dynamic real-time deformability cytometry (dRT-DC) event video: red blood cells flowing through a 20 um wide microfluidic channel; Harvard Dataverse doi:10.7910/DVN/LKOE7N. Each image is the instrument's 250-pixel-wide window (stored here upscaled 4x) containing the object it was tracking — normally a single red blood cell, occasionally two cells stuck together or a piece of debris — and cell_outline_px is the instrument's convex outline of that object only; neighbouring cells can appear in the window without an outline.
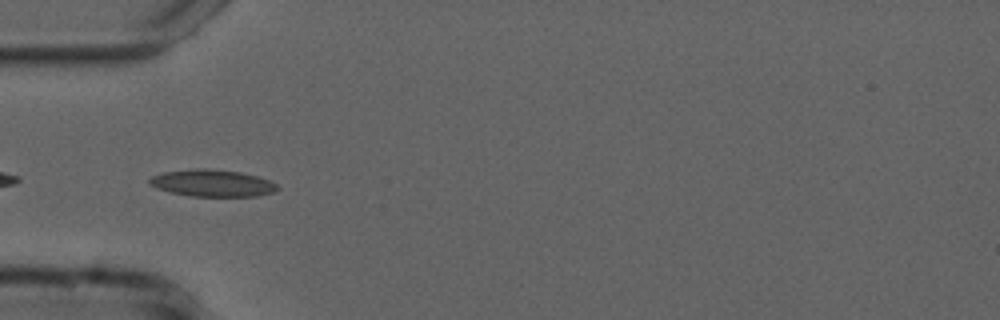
{"species": "common noctule bat (a hibernating species)", "species_latin": "Nyctalus noctula", "temperature_condition": "cold", "stored_images_in_passage": 39, "camera_frame_rate_fps": 3000, "um_per_image_px": 0.085, "animal": {"sex": "male", "forearm_length_mm": 52.5}, "frame": {"image": 1, "passage_image": 2, "time_ms": 0.333, "image_size_px": [1000, 320], "cell_outline_px": [[280, 188], [272, 192], [256, 196], [188, 196], [156, 188], [148, 184], [148, 180], [152, 176], [164, 172], [196, 168], [208, 168], [240, 172], [256, 176], [268, 180], [276, 184]], "centroid_in_image_um": [18.01, 15.56], "position_along_channel_um": 67.0, "area_um2": 20.0}}
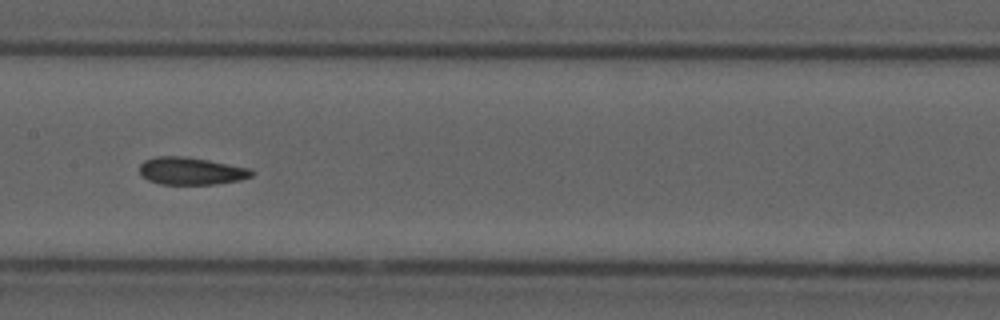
{"frame": {"image": 2, "passage_image": 12, "time_ms": 3.667, "image_size_px": [1000, 320], "cell_outline_px": [[256, 172], [252, 176], [240, 180], [212, 184], [160, 184], [148, 180], [140, 172], [140, 164], [144, 160], [156, 156], [184, 156], [208, 160], [248, 168]], "centroid_in_image_um": [16.23, 14.53], "position_along_channel_um": 191.2, "area_um2": 17.8}}
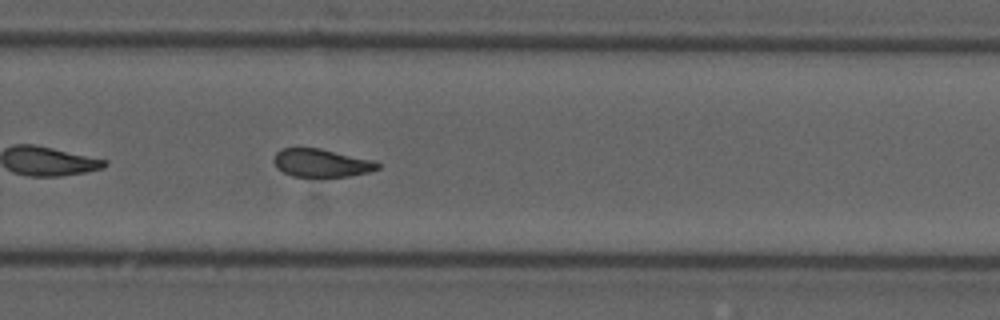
{"frame": {"image": 3, "passage_image": 21, "time_ms": 6.667, "image_size_px": [1000, 320], "cell_outline_px": [[380, 168], [368, 172], [348, 176], [324, 180], [292, 176], [284, 172], [272, 160], [276, 152], [280, 148], [320, 148], [376, 160], [380, 164]], "centroid_in_image_um": [27.35, 13.89], "position_along_channel_um": 302.4, "area_um2": 17.74}, "authors_computed_cell_mechanics": {"area_um2": 18.0914, "velocity_mm_per_s": 3.7291, "shape_relaxation_time_tau1_ms": null, "shape_relaxation_time_tau2_ms": 2.197, "deformation_change_tau1": null, "deformation_change_tau2": 0.0894}}